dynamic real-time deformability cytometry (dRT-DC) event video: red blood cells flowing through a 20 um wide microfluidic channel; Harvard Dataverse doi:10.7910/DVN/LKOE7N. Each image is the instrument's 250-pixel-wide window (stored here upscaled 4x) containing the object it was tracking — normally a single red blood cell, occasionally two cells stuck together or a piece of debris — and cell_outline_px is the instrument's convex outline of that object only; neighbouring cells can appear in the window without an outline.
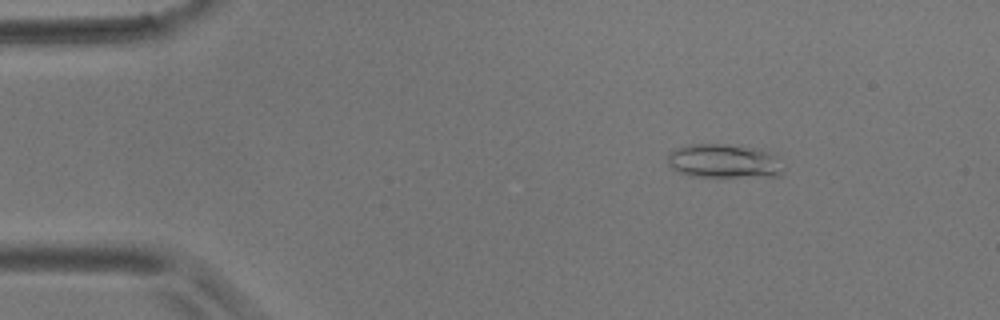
{"species": "common noctule bat (a hibernating species)", "species_latin": "Nyctalus noctula", "temperature_condition": "room temperature", "stored_images_in_passage": 5, "camera_frame_rate_fps": 3000, "um_per_image_px": 0.085, "animal": {"sex": "male", "body_mass_g": 17.9}, "frame": {"image": 1, "passage_image": 3, "time_ms": 2.0, "image_size_px": [1000, 320], "cell_outline_px": [[784, 172], [780, 176], [688, 176], [676, 172], [668, 164], [668, 152], [676, 148], [688, 144], [728, 144], [760, 148], [776, 156], [784, 168]], "centroid_in_image_um": [61.52, 13.68], "position_along_channel_um": 23.5, "area_um2": 23.18}}